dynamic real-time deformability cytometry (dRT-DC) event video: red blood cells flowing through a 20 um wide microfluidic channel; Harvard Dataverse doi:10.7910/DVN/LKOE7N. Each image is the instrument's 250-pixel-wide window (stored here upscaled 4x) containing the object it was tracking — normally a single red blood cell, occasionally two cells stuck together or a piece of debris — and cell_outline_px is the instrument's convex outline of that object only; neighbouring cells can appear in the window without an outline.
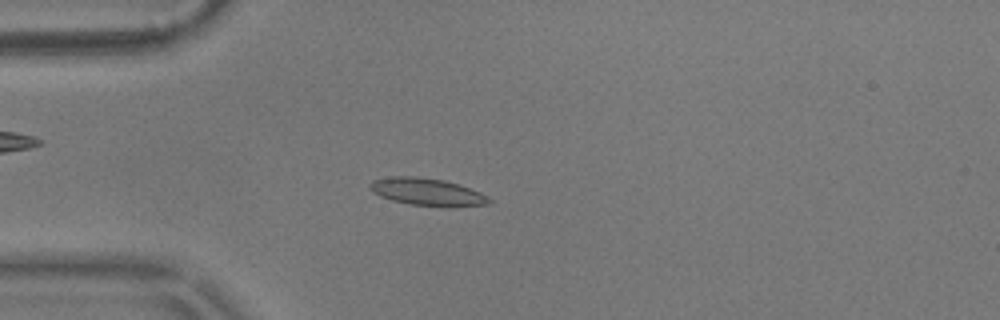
{"species": "common noctule bat (a hibernating species)", "species_latin": "Nyctalus noctula", "temperature_condition": "warm", "stored_images_in_passage": 56, "camera_frame_rate_fps": 3000, "um_per_image_px": 0.085, "animal": {"sex": "male", "body_mass_g": 17.9}, "frame": {"image": 1, "passage_image": 15, "time_ms": 4.667, "image_size_px": [1000, 320], "cell_outline_px": [[492, 200], [488, 204], [452, 208], [448, 208], [408, 204], [392, 200], [380, 196], [372, 192], [368, 188], [368, 184], [372, 180], [392, 176], [416, 176], [444, 180], [460, 184], [480, 192], [488, 196]], "centroid_in_image_um": [36.32, 16.32], "position_along_channel_um": 48.7, "area_um2": 19.54}}
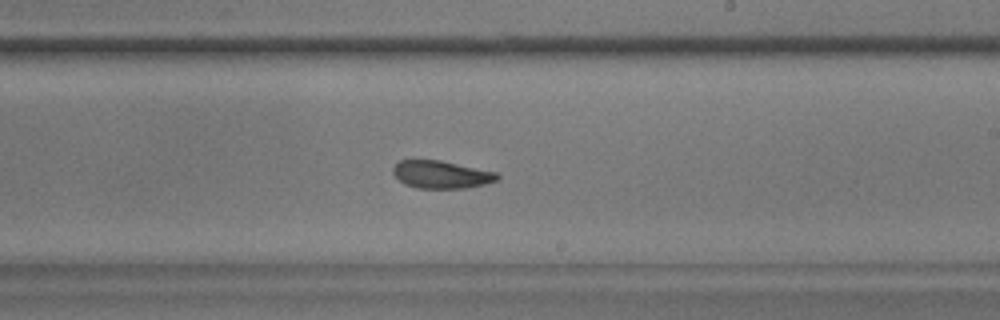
{"frame": {"image": 2, "passage_image": 33, "time_ms": 10.667, "image_size_px": [1000, 320], "cell_outline_px": [[500, 176], [496, 180], [484, 184], [468, 188], [416, 188], [404, 184], [392, 172], [392, 168], [400, 160], [440, 160], [496, 172]], "centroid_in_image_um": [37.49, 14.84], "position_along_channel_um": 251.5, "area_um2": 16.7}}
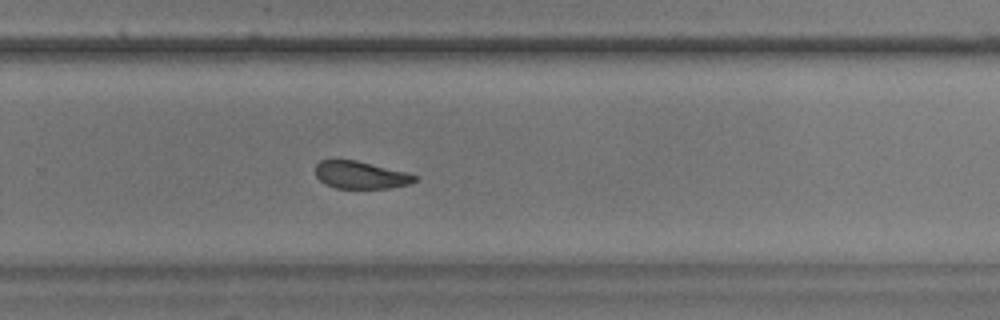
{"frame": {"image": 3, "passage_image": 37, "time_ms": 12.0, "image_size_px": [1000, 320], "cell_outline_px": [[420, 180], [408, 184], [392, 188], [336, 188], [324, 184], [316, 176], [316, 164], [320, 160], [356, 160], [408, 172], [420, 176]], "centroid_in_image_um": [30.71, 14.88], "position_along_channel_um": 299.1, "area_um2": 16.13}, "authors_computed_cell_mechanics": {"area_um2": 17.34, "velocity_mm_per_s": 3.5849, "shape_relaxation_time_tau1_ms": 5.9379, "shape_relaxation_time_tau2_ms": 3.392, "deformation_change_tau1": 0.1417, "deformation_change_tau2": 0.0784}}